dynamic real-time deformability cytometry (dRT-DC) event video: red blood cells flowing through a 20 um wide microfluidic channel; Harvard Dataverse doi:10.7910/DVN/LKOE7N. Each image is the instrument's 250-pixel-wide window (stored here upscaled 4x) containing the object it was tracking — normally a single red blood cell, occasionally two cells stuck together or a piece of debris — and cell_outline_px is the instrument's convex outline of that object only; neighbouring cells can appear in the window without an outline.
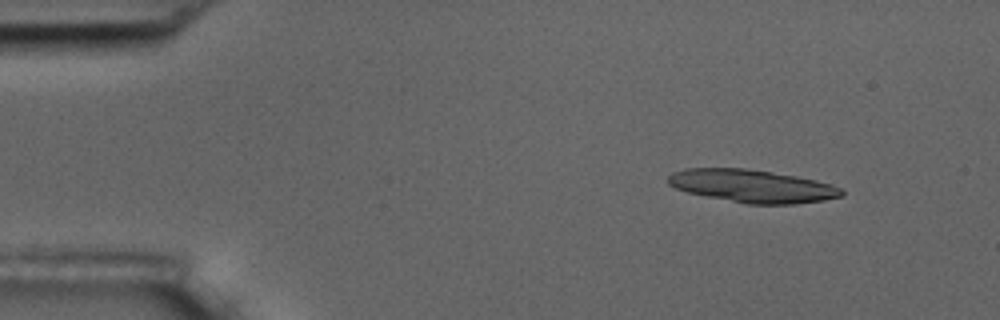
{"species": "common noctule bat (a hibernating species)", "species_latin": "Nyctalus noctula", "temperature_condition": "room temperature", "stored_images_in_passage": 4, "camera_frame_rate_fps": 3000, "um_per_image_px": 0.085, "animal": {"sex": "male", "body_mass_g": 17.5, "forearm_length_mm": 52.3}, "frame": {"image": 1, "passage_image": 2, "time_ms": 1.333, "image_size_px": [1000, 320], "cell_outline_px": [[844, 196], [824, 200], [796, 204], [748, 204], [688, 192], [676, 188], [668, 184], [668, 176], [672, 172], [684, 168], [744, 168], [796, 176], [816, 180], [832, 184], [840, 188], [844, 192]], "centroid_in_image_um": [63.96, 15.81], "position_along_channel_um": 21.0, "area_um2": 33.06}}